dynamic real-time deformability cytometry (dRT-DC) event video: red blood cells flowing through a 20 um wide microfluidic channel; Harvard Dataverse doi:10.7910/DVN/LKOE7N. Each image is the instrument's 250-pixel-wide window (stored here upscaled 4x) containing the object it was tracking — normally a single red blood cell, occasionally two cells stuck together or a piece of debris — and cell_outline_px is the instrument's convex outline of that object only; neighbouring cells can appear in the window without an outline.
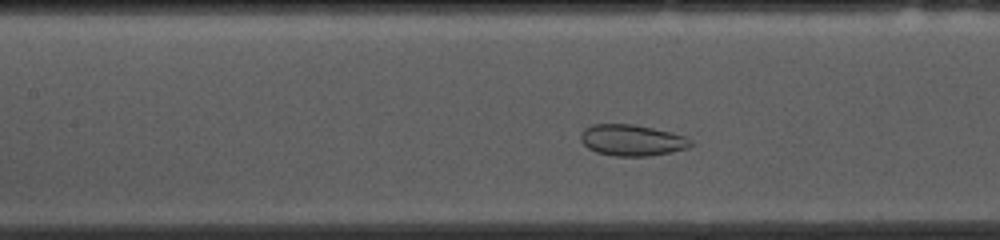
{"species": "common noctule bat (a hibernating species)", "species_latin": "Nyctalus noctula", "temperature_condition": "cold", "stored_images_in_passage": 36, "camera_frame_rate_fps": 3000, "um_per_image_px": 0.085, "animal": {"sex": "female", "body_mass_g": 10.0, "forearm_length_mm": 53.1}, "frame": {"image": 1, "passage_image": 15, "time_ms": 4.667, "image_size_px": [1000, 240], "cell_outline_px": [[692, 144], [688, 148], [672, 152], [648, 156], [616, 156], [596, 152], [588, 148], [580, 140], [580, 136], [584, 128], [592, 124], [632, 124], [672, 132], [684, 136], [692, 140]], "centroid_in_image_um": [53.71, 11.92], "position_along_channel_um": 153.7, "area_um2": 20.06}}
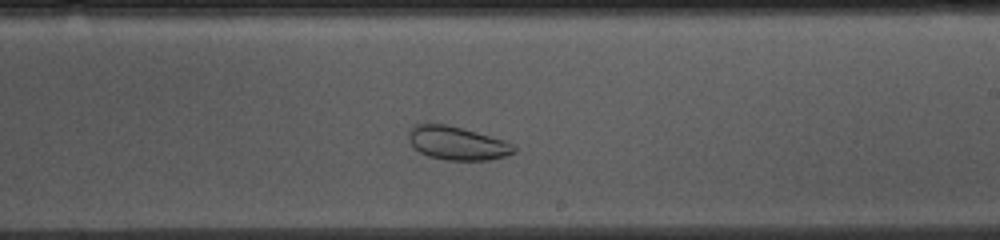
{"frame": {"image": 2, "passage_image": 23, "time_ms": 7.333, "image_size_px": [1000, 240], "cell_outline_px": [[516, 152], [504, 156], [488, 160], [448, 160], [428, 156], [412, 148], [408, 140], [408, 128], [412, 124], [428, 120], [476, 132], [504, 140], [512, 144], [516, 148]], "centroid_in_image_um": [38.74, 12.13], "position_along_channel_um": 250.3, "area_um2": 21.04}}
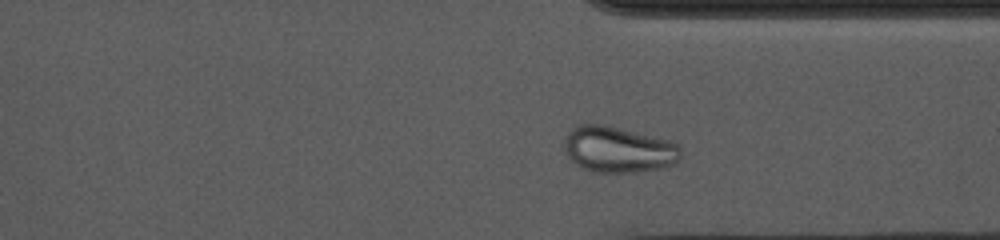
{"frame": {"image": 3, "passage_image": 32, "time_ms": 10.333, "image_size_px": [1000, 240], "cell_outline_px": [[680, 156], [672, 164], [660, 168], [636, 172], [596, 172], [580, 168], [568, 156], [564, 148], [564, 140], [568, 132], [576, 124], [600, 124], [668, 140], [676, 144], [680, 148]], "centroid_in_image_um": [52.49, 12.71], "position_along_channel_um": 358.9, "area_um2": 30.81}, "authors_computed_cell_mechanics": {"area_um2": 23.7847, "velocity_mm_per_s": 3.6288, "shape_relaxation_time_tau1_ms": null, "shape_relaxation_time_tau2_ms": 1.1396, "deformation_change_tau1": null, "deformation_change_tau2": 0.0647}}